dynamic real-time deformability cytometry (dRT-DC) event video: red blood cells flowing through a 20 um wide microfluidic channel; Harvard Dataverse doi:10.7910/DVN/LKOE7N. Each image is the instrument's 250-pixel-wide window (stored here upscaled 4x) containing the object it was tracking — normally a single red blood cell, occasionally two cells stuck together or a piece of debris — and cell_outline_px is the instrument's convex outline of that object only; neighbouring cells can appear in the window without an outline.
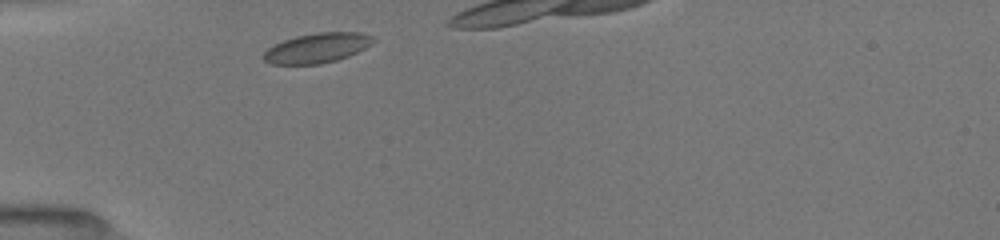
{"species": "common noctule bat (a hibernating species)", "species_latin": "Nyctalus noctula", "temperature_condition": "room temperature", "stored_images_in_passage": 2, "camera_frame_rate_fps": 3000, "um_per_image_px": 0.085, "animal": {"sex": "female", "body_mass_g": 19.5, "forearm_length_mm": 54.1}, "frame": {"image": 1, "passage_image": 1, "time_ms": 0.0, "image_size_px": [1000, 240], "cell_outline_px": [[376, 40], [372, 44], [348, 56], [336, 60], [320, 64], [272, 64], [264, 60], [264, 52], [268, 48], [284, 40], [296, 36], [316, 32], [360, 32], [372, 36]], "centroid_in_image_um": [26.97, 4.07], "position_along_channel_um": 58.0, "area_um2": 18.9}}